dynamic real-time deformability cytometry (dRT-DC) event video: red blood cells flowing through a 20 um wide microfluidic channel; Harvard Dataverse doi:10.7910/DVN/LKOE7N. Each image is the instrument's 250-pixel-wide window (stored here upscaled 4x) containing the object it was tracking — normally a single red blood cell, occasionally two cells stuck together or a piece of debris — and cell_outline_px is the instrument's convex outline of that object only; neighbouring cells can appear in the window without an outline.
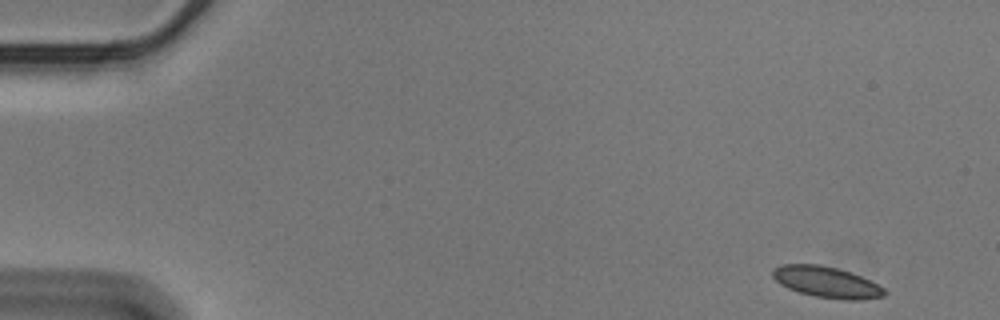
{"species": "Egyptian fruit bat (a non-hibernating species)", "species_latin": "Rousettus aegyptiacus", "temperature_condition": "cold", "stored_images_in_passage": 55, "camera_frame_rate_fps": 3000, "um_per_image_px": 0.085, "animal": {"sex": "male"}, "frame": {"image": 1, "passage_image": 1, "time_ms": 0.0, "image_size_px": [1000, 320], "cell_outline_px": [[888, 292], [884, 296], [864, 300], [840, 300], [816, 296], [800, 292], [788, 288], [780, 284], [772, 276], [772, 268], [780, 264], [820, 264], [836, 268], [860, 276], [884, 288]], "centroid_in_image_um": [70.24, 23.98], "position_along_channel_um": 14.8, "area_um2": 20.23}}
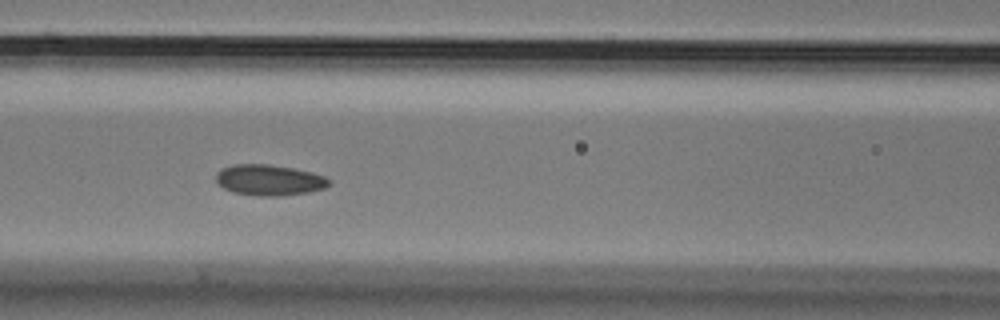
{"frame": {"image": 2, "passage_image": 22, "time_ms": 7.0, "image_size_px": [1000, 320], "cell_outline_px": [[332, 184], [324, 188], [308, 192], [280, 196], [260, 196], [232, 192], [224, 188], [216, 180], [216, 172], [220, 168], [232, 164], [268, 164], [292, 168], [312, 172], [324, 176], [332, 180]], "centroid_in_image_um": [22.89, 15.3], "position_along_channel_um": 143.7, "area_um2": 20.46}}
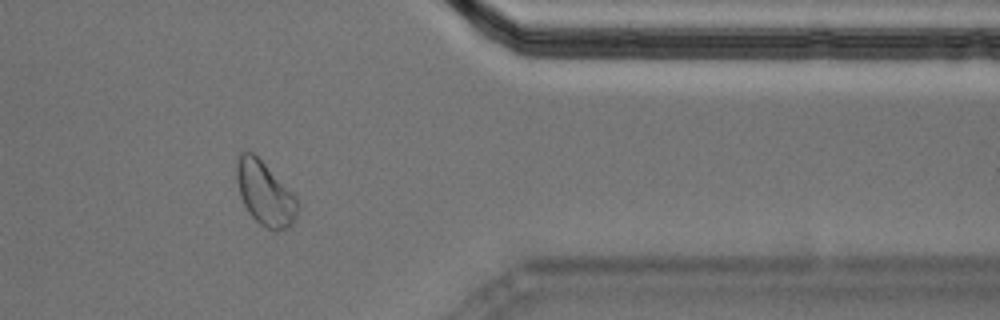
{"frame": {"image": 3, "passage_image": 44, "time_ms": 14.333, "image_size_px": [1000, 320], "cell_outline_px": [[300, 204], [296, 216], [292, 224], [288, 228], [276, 232], [272, 232], [260, 224], [248, 212], [240, 196], [236, 180], [236, 156], [240, 152], [252, 152], [296, 196]], "centroid_in_image_um": [22.52, 16.48], "position_along_channel_um": 388.9, "area_um2": 22.77}, "authors_computed_cell_mechanics": {"area_um2": 20.2878, "velocity_mm_per_s": 3.5429, "shape_relaxation_time_tau1_ms": 5.6005, "shape_relaxation_time_tau2_ms": 2.8028, "deformation_change_tau1": 0.0784, "deformation_change_tau2": 0.0651}}